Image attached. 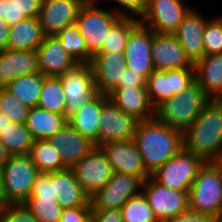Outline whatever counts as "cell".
<instances>
[{
    "label": "cell",
    "mask_w": 222,
    "mask_h": 222,
    "mask_svg": "<svg viewBox=\"0 0 222 222\" xmlns=\"http://www.w3.org/2000/svg\"><path fill=\"white\" fill-rule=\"evenodd\" d=\"M133 140L150 175L183 148V133L155 117L139 122Z\"/></svg>",
    "instance_id": "6da1fadb"
},
{
    "label": "cell",
    "mask_w": 222,
    "mask_h": 222,
    "mask_svg": "<svg viewBox=\"0 0 222 222\" xmlns=\"http://www.w3.org/2000/svg\"><path fill=\"white\" fill-rule=\"evenodd\" d=\"M183 148L205 162H216L222 153V100L211 99L183 133Z\"/></svg>",
    "instance_id": "7a4b0ae2"
},
{
    "label": "cell",
    "mask_w": 222,
    "mask_h": 222,
    "mask_svg": "<svg viewBox=\"0 0 222 222\" xmlns=\"http://www.w3.org/2000/svg\"><path fill=\"white\" fill-rule=\"evenodd\" d=\"M211 99L195 81L180 94L173 95L155 108V118L184 133Z\"/></svg>",
    "instance_id": "3957f363"
},
{
    "label": "cell",
    "mask_w": 222,
    "mask_h": 222,
    "mask_svg": "<svg viewBox=\"0 0 222 222\" xmlns=\"http://www.w3.org/2000/svg\"><path fill=\"white\" fill-rule=\"evenodd\" d=\"M189 211L207 215L214 221L222 218V169L216 162H205L189 192Z\"/></svg>",
    "instance_id": "277c9868"
},
{
    "label": "cell",
    "mask_w": 222,
    "mask_h": 222,
    "mask_svg": "<svg viewBox=\"0 0 222 222\" xmlns=\"http://www.w3.org/2000/svg\"><path fill=\"white\" fill-rule=\"evenodd\" d=\"M96 1L86 0L81 6L76 19L81 36L92 55L102 48L108 31L122 16H132L126 12L108 11L100 8Z\"/></svg>",
    "instance_id": "5b68a950"
},
{
    "label": "cell",
    "mask_w": 222,
    "mask_h": 222,
    "mask_svg": "<svg viewBox=\"0 0 222 222\" xmlns=\"http://www.w3.org/2000/svg\"><path fill=\"white\" fill-rule=\"evenodd\" d=\"M3 204L24 203L39 172L29 155H11L2 167Z\"/></svg>",
    "instance_id": "8992f818"
},
{
    "label": "cell",
    "mask_w": 222,
    "mask_h": 222,
    "mask_svg": "<svg viewBox=\"0 0 222 222\" xmlns=\"http://www.w3.org/2000/svg\"><path fill=\"white\" fill-rule=\"evenodd\" d=\"M65 97V117L93 101L100 93L90 63H78L60 76Z\"/></svg>",
    "instance_id": "52a82bcc"
},
{
    "label": "cell",
    "mask_w": 222,
    "mask_h": 222,
    "mask_svg": "<svg viewBox=\"0 0 222 222\" xmlns=\"http://www.w3.org/2000/svg\"><path fill=\"white\" fill-rule=\"evenodd\" d=\"M205 161L182 148L165 164L151 174L159 184L178 191H187L195 180Z\"/></svg>",
    "instance_id": "ba28073f"
},
{
    "label": "cell",
    "mask_w": 222,
    "mask_h": 222,
    "mask_svg": "<svg viewBox=\"0 0 222 222\" xmlns=\"http://www.w3.org/2000/svg\"><path fill=\"white\" fill-rule=\"evenodd\" d=\"M141 191L159 222L173 219L189 211L187 191L167 188L156 182L151 176L143 181Z\"/></svg>",
    "instance_id": "9c48e42d"
},
{
    "label": "cell",
    "mask_w": 222,
    "mask_h": 222,
    "mask_svg": "<svg viewBox=\"0 0 222 222\" xmlns=\"http://www.w3.org/2000/svg\"><path fill=\"white\" fill-rule=\"evenodd\" d=\"M142 183L138 176L113 172L107 184L90 197L91 210H120L140 193Z\"/></svg>",
    "instance_id": "30bf717a"
},
{
    "label": "cell",
    "mask_w": 222,
    "mask_h": 222,
    "mask_svg": "<svg viewBox=\"0 0 222 222\" xmlns=\"http://www.w3.org/2000/svg\"><path fill=\"white\" fill-rule=\"evenodd\" d=\"M195 68L154 70L147 78L146 88L151 105L178 95L195 82Z\"/></svg>",
    "instance_id": "8fae6325"
},
{
    "label": "cell",
    "mask_w": 222,
    "mask_h": 222,
    "mask_svg": "<svg viewBox=\"0 0 222 222\" xmlns=\"http://www.w3.org/2000/svg\"><path fill=\"white\" fill-rule=\"evenodd\" d=\"M71 169L89 198L102 189L113 174L106 154L101 147L96 146Z\"/></svg>",
    "instance_id": "7c38bea8"
},
{
    "label": "cell",
    "mask_w": 222,
    "mask_h": 222,
    "mask_svg": "<svg viewBox=\"0 0 222 222\" xmlns=\"http://www.w3.org/2000/svg\"><path fill=\"white\" fill-rule=\"evenodd\" d=\"M184 5L183 0H149L139 22L155 33L173 34L191 10Z\"/></svg>",
    "instance_id": "4fadbf2b"
},
{
    "label": "cell",
    "mask_w": 222,
    "mask_h": 222,
    "mask_svg": "<svg viewBox=\"0 0 222 222\" xmlns=\"http://www.w3.org/2000/svg\"><path fill=\"white\" fill-rule=\"evenodd\" d=\"M99 116L98 147L110 142L133 139L140 122L136 117L124 113L110 100L101 107Z\"/></svg>",
    "instance_id": "5bb4252c"
},
{
    "label": "cell",
    "mask_w": 222,
    "mask_h": 222,
    "mask_svg": "<svg viewBox=\"0 0 222 222\" xmlns=\"http://www.w3.org/2000/svg\"><path fill=\"white\" fill-rule=\"evenodd\" d=\"M152 29L139 23L130 33L125 46L126 68L139 73L146 80L155 70L151 55Z\"/></svg>",
    "instance_id": "9a60e30c"
},
{
    "label": "cell",
    "mask_w": 222,
    "mask_h": 222,
    "mask_svg": "<svg viewBox=\"0 0 222 222\" xmlns=\"http://www.w3.org/2000/svg\"><path fill=\"white\" fill-rule=\"evenodd\" d=\"M86 0H42L38 20L45 36H55L66 26L76 23Z\"/></svg>",
    "instance_id": "2e32d148"
},
{
    "label": "cell",
    "mask_w": 222,
    "mask_h": 222,
    "mask_svg": "<svg viewBox=\"0 0 222 222\" xmlns=\"http://www.w3.org/2000/svg\"><path fill=\"white\" fill-rule=\"evenodd\" d=\"M101 149L106 154L113 172L135 175L142 181L151 176L145 169L133 139L110 142L101 146Z\"/></svg>",
    "instance_id": "e0dca14e"
},
{
    "label": "cell",
    "mask_w": 222,
    "mask_h": 222,
    "mask_svg": "<svg viewBox=\"0 0 222 222\" xmlns=\"http://www.w3.org/2000/svg\"><path fill=\"white\" fill-rule=\"evenodd\" d=\"M151 55L155 70L195 68L173 34H159L152 30Z\"/></svg>",
    "instance_id": "ac0fdd59"
},
{
    "label": "cell",
    "mask_w": 222,
    "mask_h": 222,
    "mask_svg": "<svg viewBox=\"0 0 222 222\" xmlns=\"http://www.w3.org/2000/svg\"><path fill=\"white\" fill-rule=\"evenodd\" d=\"M96 87L101 94H109L122 80L126 69L124 52L96 53L90 62Z\"/></svg>",
    "instance_id": "d6986e66"
},
{
    "label": "cell",
    "mask_w": 222,
    "mask_h": 222,
    "mask_svg": "<svg viewBox=\"0 0 222 222\" xmlns=\"http://www.w3.org/2000/svg\"><path fill=\"white\" fill-rule=\"evenodd\" d=\"M36 52L39 72L44 76L59 77L78 64L62 47L60 40L56 36H45Z\"/></svg>",
    "instance_id": "ffe728a7"
},
{
    "label": "cell",
    "mask_w": 222,
    "mask_h": 222,
    "mask_svg": "<svg viewBox=\"0 0 222 222\" xmlns=\"http://www.w3.org/2000/svg\"><path fill=\"white\" fill-rule=\"evenodd\" d=\"M208 21L196 10L191 9L173 33L193 64L204 56L202 38Z\"/></svg>",
    "instance_id": "44dd1931"
},
{
    "label": "cell",
    "mask_w": 222,
    "mask_h": 222,
    "mask_svg": "<svg viewBox=\"0 0 222 222\" xmlns=\"http://www.w3.org/2000/svg\"><path fill=\"white\" fill-rule=\"evenodd\" d=\"M48 140L58 149L67 168H72L95 147L94 142L83 137L68 122Z\"/></svg>",
    "instance_id": "7402d4cb"
},
{
    "label": "cell",
    "mask_w": 222,
    "mask_h": 222,
    "mask_svg": "<svg viewBox=\"0 0 222 222\" xmlns=\"http://www.w3.org/2000/svg\"><path fill=\"white\" fill-rule=\"evenodd\" d=\"M108 99L124 113L138 120H149L155 117V108L151 105L146 87L114 88Z\"/></svg>",
    "instance_id": "603a6c76"
},
{
    "label": "cell",
    "mask_w": 222,
    "mask_h": 222,
    "mask_svg": "<svg viewBox=\"0 0 222 222\" xmlns=\"http://www.w3.org/2000/svg\"><path fill=\"white\" fill-rule=\"evenodd\" d=\"M39 72L36 50L0 51V87L20 76Z\"/></svg>",
    "instance_id": "cb8c5ba5"
},
{
    "label": "cell",
    "mask_w": 222,
    "mask_h": 222,
    "mask_svg": "<svg viewBox=\"0 0 222 222\" xmlns=\"http://www.w3.org/2000/svg\"><path fill=\"white\" fill-rule=\"evenodd\" d=\"M53 197L63 209L91 206L89 196L77 182L71 168L53 172Z\"/></svg>",
    "instance_id": "d4e9b609"
},
{
    "label": "cell",
    "mask_w": 222,
    "mask_h": 222,
    "mask_svg": "<svg viewBox=\"0 0 222 222\" xmlns=\"http://www.w3.org/2000/svg\"><path fill=\"white\" fill-rule=\"evenodd\" d=\"M195 80L210 99L222 100V53L204 55L195 64Z\"/></svg>",
    "instance_id": "484cf974"
},
{
    "label": "cell",
    "mask_w": 222,
    "mask_h": 222,
    "mask_svg": "<svg viewBox=\"0 0 222 222\" xmlns=\"http://www.w3.org/2000/svg\"><path fill=\"white\" fill-rule=\"evenodd\" d=\"M107 94H99L93 101L88 103L71 115L67 122L83 137L90 139L98 147V133L100 130L101 107L108 101Z\"/></svg>",
    "instance_id": "4316f807"
},
{
    "label": "cell",
    "mask_w": 222,
    "mask_h": 222,
    "mask_svg": "<svg viewBox=\"0 0 222 222\" xmlns=\"http://www.w3.org/2000/svg\"><path fill=\"white\" fill-rule=\"evenodd\" d=\"M44 38L38 17L26 18L16 25L10 26L7 49L13 51L36 50Z\"/></svg>",
    "instance_id": "83f0119b"
},
{
    "label": "cell",
    "mask_w": 222,
    "mask_h": 222,
    "mask_svg": "<svg viewBox=\"0 0 222 222\" xmlns=\"http://www.w3.org/2000/svg\"><path fill=\"white\" fill-rule=\"evenodd\" d=\"M67 123L65 115H60L40 107L29 109L25 122L34 140L49 139Z\"/></svg>",
    "instance_id": "f1b7e54d"
},
{
    "label": "cell",
    "mask_w": 222,
    "mask_h": 222,
    "mask_svg": "<svg viewBox=\"0 0 222 222\" xmlns=\"http://www.w3.org/2000/svg\"><path fill=\"white\" fill-rule=\"evenodd\" d=\"M39 173H53L67 169L58 149L48 139L34 140L28 154Z\"/></svg>",
    "instance_id": "f546056e"
},
{
    "label": "cell",
    "mask_w": 222,
    "mask_h": 222,
    "mask_svg": "<svg viewBox=\"0 0 222 222\" xmlns=\"http://www.w3.org/2000/svg\"><path fill=\"white\" fill-rule=\"evenodd\" d=\"M45 77L40 72L20 76L9 82L5 88L28 108L37 107Z\"/></svg>",
    "instance_id": "4dcf8cb0"
},
{
    "label": "cell",
    "mask_w": 222,
    "mask_h": 222,
    "mask_svg": "<svg viewBox=\"0 0 222 222\" xmlns=\"http://www.w3.org/2000/svg\"><path fill=\"white\" fill-rule=\"evenodd\" d=\"M33 141L25 123L11 122L0 133V143L11 155H28Z\"/></svg>",
    "instance_id": "1f68e13d"
},
{
    "label": "cell",
    "mask_w": 222,
    "mask_h": 222,
    "mask_svg": "<svg viewBox=\"0 0 222 222\" xmlns=\"http://www.w3.org/2000/svg\"><path fill=\"white\" fill-rule=\"evenodd\" d=\"M37 106L65 115V97L60 76H46L44 78Z\"/></svg>",
    "instance_id": "d6a6232c"
},
{
    "label": "cell",
    "mask_w": 222,
    "mask_h": 222,
    "mask_svg": "<svg viewBox=\"0 0 222 222\" xmlns=\"http://www.w3.org/2000/svg\"><path fill=\"white\" fill-rule=\"evenodd\" d=\"M61 42L66 52L78 63H90L92 54L88 51L84 38L76 23L66 26L55 35Z\"/></svg>",
    "instance_id": "836d02e7"
},
{
    "label": "cell",
    "mask_w": 222,
    "mask_h": 222,
    "mask_svg": "<svg viewBox=\"0 0 222 222\" xmlns=\"http://www.w3.org/2000/svg\"><path fill=\"white\" fill-rule=\"evenodd\" d=\"M122 16L108 31L106 41L97 53L124 52L129 33L140 23L139 19Z\"/></svg>",
    "instance_id": "e575fe53"
},
{
    "label": "cell",
    "mask_w": 222,
    "mask_h": 222,
    "mask_svg": "<svg viewBox=\"0 0 222 222\" xmlns=\"http://www.w3.org/2000/svg\"><path fill=\"white\" fill-rule=\"evenodd\" d=\"M120 211L123 222H159L142 191L131 197Z\"/></svg>",
    "instance_id": "d590c367"
},
{
    "label": "cell",
    "mask_w": 222,
    "mask_h": 222,
    "mask_svg": "<svg viewBox=\"0 0 222 222\" xmlns=\"http://www.w3.org/2000/svg\"><path fill=\"white\" fill-rule=\"evenodd\" d=\"M24 204L38 222H60L63 208L54 197H28Z\"/></svg>",
    "instance_id": "8d00e7d4"
},
{
    "label": "cell",
    "mask_w": 222,
    "mask_h": 222,
    "mask_svg": "<svg viewBox=\"0 0 222 222\" xmlns=\"http://www.w3.org/2000/svg\"><path fill=\"white\" fill-rule=\"evenodd\" d=\"M29 109L21 103L8 89L0 87V112L6 115L11 122L24 124Z\"/></svg>",
    "instance_id": "74e56055"
},
{
    "label": "cell",
    "mask_w": 222,
    "mask_h": 222,
    "mask_svg": "<svg viewBox=\"0 0 222 222\" xmlns=\"http://www.w3.org/2000/svg\"><path fill=\"white\" fill-rule=\"evenodd\" d=\"M204 55L222 53V17L209 20L203 34Z\"/></svg>",
    "instance_id": "f35d334b"
},
{
    "label": "cell",
    "mask_w": 222,
    "mask_h": 222,
    "mask_svg": "<svg viewBox=\"0 0 222 222\" xmlns=\"http://www.w3.org/2000/svg\"><path fill=\"white\" fill-rule=\"evenodd\" d=\"M0 222H38L24 203L0 206Z\"/></svg>",
    "instance_id": "ab89813d"
},
{
    "label": "cell",
    "mask_w": 222,
    "mask_h": 222,
    "mask_svg": "<svg viewBox=\"0 0 222 222\" xmlns=\"http://www.w3.org/2000/svg\"><path fill=\"white\" fill-rule=\"evenodd\" d=\"M29 197H53V173H39Z\"/></svg>",
    "instance_id": "60d3db41"
},
{
    "label": "cell",
    "mask_w": 222,
    "mask_h": 222,
    "mask_svg": "<svg viewBox=\"0 0 222 222\" xmlns=\"http://www.w3.org/2000/svg\"><path fill=\"white\" fill-rule=\"evenodd\" d=\"M91 215V206L64 208L60 222H86Z\"/></svg>",
    "instance_id": "b9f144b4"
},
{
    "label": "cell",
    "mask_w": 222,
    "mask_h": 222,
    "mask_svg": "<svg viewBox=\"0 0 222 222\" xmlns=\"http://www.w3.org/2000/svg\"><path fill=\"white\" fill-rule=\"evenodd\" d=\"M0 18H3L9 26H14L26 19V16L19 13L10 0H0Z\"/></svg>",
    "instance_id": "7bdbcfd3"
},
{
    "label": "cell",
    "mask_w": 222,
    "mask_h": 222,
    "mask_svg": "<svg viewBox=\"0 0 222 222\" xmlns=\"http://www.w3.org/2000/svg\"><path fill=\"white\" fill-rule=\"evenodd\" d=\"M14 8L26 18L38 17L42 0H10Z\"/></svg>",
    "instance_id": "ee69618b"
},
{
    "label": "cell",
    "mask_w": 222,
    "mask_h": 222,
    "mask_svg": "<svg viewBox=\"0 0 222 222\" xmlns=\"http://www.w3.org/2000/svg\"><path fill=\"white\" fill-rule=\"evenodd\" d=\"M146 79L139 73L126 68L122 80H119L118 85L115 88H125V87H146Z\"/></svg>",
    "instance_id": "f6af8a7d"
},
{
    "label": "cell",
    "mask_w": 222,
    "mask_h": 222,
    "mask_svg": "<svg viewBox=\"0 0 222 222\" xmlns=\"http://www.w3.org/2000/svg\"><path fill=\"white\" fill-rule=\"evenodd\" d=\"M91 222H123L120 210H91Z\"/></svg>",
    "instance_id": "bcb514c9"
},
{
    "label": "cell",
    "mask_w": 222,
    "mask_h": 222,
    "mask_svg": "<svg viewBox=\"0 0 222 222\" xmlns=\"http://www.w3.org/2000/svg\"><path fill=\"white\" fill-rule=\"evenodd\" d=\"M116 3H118L119 5H121V8H124L126 10V12L129 10V12L131 11L132 13H134L133 16H139L141 17L148 6V2L149 0H113Z\"/></svg>",
    "instance_id": "7dc6e473"
},
{
    "label": "cell",
    "mask_w": 222,
    "mask_h": 222,
    "mask_svg": "<svg viewBox=\"0 0 222 222\" xmlns=\"http://www.w3.org/2000/svg\"><path fill=\"white\" fill-rule=\"evenodd\" d=\"M164 222H214V220L207 215L188 211Z\"/></svg>",
    "instance_id": "c3c4849f"
},
{
    "label": "cell",
    "mask_w": 222,
    "mask_h": 222,
    "mask_svg": "<svg viewBox=\"0 0 222 222\" xmlns=\"http://www.w3.org/2000/svg\"><path fill=\"white\" fill-rule=\"evenodd\" d=\"M9 33L10 26L3 18H0V51L7 49Z\"/></svg>",
    "instance_id": "681fc988"
},
{
    "label": "cell",
    "mask_w": 222,
    "mask_h": 222,
    "mask_svg": "<svg viewBox=\"0 0 222 222\" xmlns=\"http://www.w3.org/2000/svg\"><path fill=\"white\" fill-rule=\"evenodd\" d=\"M11 154L6 150L2 143H0V169L8 161Z\"/></svg>",
    "instance_id": "f907efd6"
},
{
    "label": "cell",
    "mask_w": 222,
    "mask_h": 222,
    "mask_svg": "<svg viewBox=\"0 0 222 222\" xmlns=\"http://www.w3.org/2000/svg\"><path fill=\"white\" fill-rule=\"evenodd\" d=\"M11 121L9 118L0 112V133L6 128L8 124H10Z\"/></svg>",
    "instance_id": "816d5d0a"
},
{
    "label": "cell",
    "mask_w": 222,
    "mask_h": 222,
    "mask_svg": "<svg viewBox=\"0 0 222 222\" xmlns=\"http://www.w3.org/2000/svg\"><path fill=\"white\" fill-rule=\"evenodd\" d=\"M3 205V174L2 169H0V206Z\"/></svg>",
    "instance_id": "f5cc1de1"
},
{
    "label": "cell",
    "mask_w": 222,
    "mask_h": 222,
    "mask_svg": "<svg viewBox=\"0 0 222 222\" xmlns=\"http://www.w3.org/2000/svg\"><path fill=\"white\" fill-rule=\"evenodd\" d=\"M216 163L221 167L222 169V153L221 156L219 157V159L216 161Z\"/></svg>",
    "instance_id": "db71d44e"
},
{
    "label": "cell",
    "mask_w": 222,
    "mask_h": 222,
    "mask_svg": "<svg viewBox=\"0 0 222 222\" xmlns=\"http://www.w3.org/2000/svg\"><path fill=\"white\" fill-rule=\"evenodd\" d=\"M214 222H222V218H220V219H218V220H216Z\"/></svg>",
    "instance_id": "11a10c76"
}]
</instances>
